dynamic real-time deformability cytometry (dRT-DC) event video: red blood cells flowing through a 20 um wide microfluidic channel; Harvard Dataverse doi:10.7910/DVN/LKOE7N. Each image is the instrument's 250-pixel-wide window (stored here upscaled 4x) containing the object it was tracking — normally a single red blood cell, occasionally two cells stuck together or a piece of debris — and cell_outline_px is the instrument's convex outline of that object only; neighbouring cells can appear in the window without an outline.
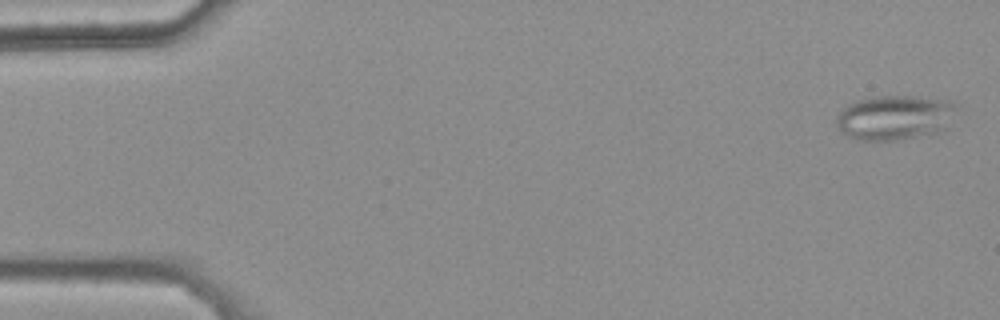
{"species": "common noctule bat (a hibernating species)", "species_latin": "Nyctalus noctula", "temperature_condition": "warm", "stored_images_in_passage": 49, "segment_of_instrument_passage": [1, 2], "camera_frame_rate_fps": 3000, "um_per_image_px": 0.085, "animal": {"sex": "female", "body_mass_g": 25.1}, "frame": {"image": 1, "passage_image": 2, "time_ms": 0.333, "image_size_px": [1000, 320], "cell_outline_px": [[960, 104], [944, 128], [928, 136], [896, 140], [852, 140], [840, 132], [836, 124], [836, 116], [848, 104], [860, 100], [876, 96], [916, 96], [952, 100]], "centroid_in_image_um": [76.06, 9.99], "position_along_channel_um": 8.9, "area_um2": 31.73}}